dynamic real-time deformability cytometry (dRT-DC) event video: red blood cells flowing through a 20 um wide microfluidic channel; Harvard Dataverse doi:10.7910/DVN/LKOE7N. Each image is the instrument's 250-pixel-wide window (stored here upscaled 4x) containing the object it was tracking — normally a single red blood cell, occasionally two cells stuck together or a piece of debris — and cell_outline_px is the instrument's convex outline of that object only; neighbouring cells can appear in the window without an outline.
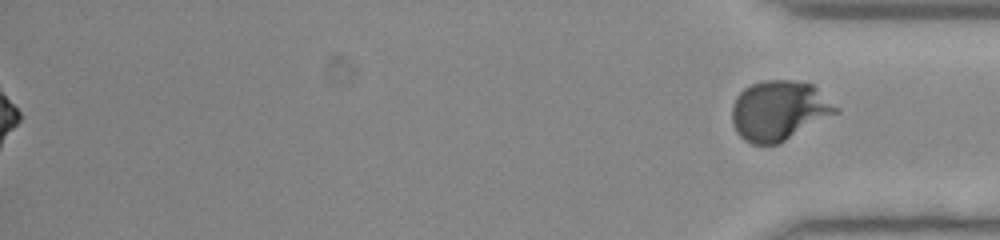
{"species": "human", "species_latin": "Homo sapiens", "temperature_condition": "room temperature", "stored_images_in_passage": 53, "segment_of_instrument_passage": [2, 2], "camera_frame_rate_fps": 3000, "um_per_image_px": 0.085, "donor": {"sex": "female"}, "frame": {"image": 1, "passage_image": 53, "time_ms": 17.333, "image_size_px": [1000, 240], "cell_outline_px": [[840, 112], [780, 144], [752, 144], [744, 140], [736, 132], [732, 124], [732, 104], [736, 96], [744, 88], [752, 84], [764, 80], [788, 80], [812, 84], [840, 108]], "centroid_in_image_um": [66.23, 9.41], "position_along_channel_um": 369.0, "area_um2": 36.59}}